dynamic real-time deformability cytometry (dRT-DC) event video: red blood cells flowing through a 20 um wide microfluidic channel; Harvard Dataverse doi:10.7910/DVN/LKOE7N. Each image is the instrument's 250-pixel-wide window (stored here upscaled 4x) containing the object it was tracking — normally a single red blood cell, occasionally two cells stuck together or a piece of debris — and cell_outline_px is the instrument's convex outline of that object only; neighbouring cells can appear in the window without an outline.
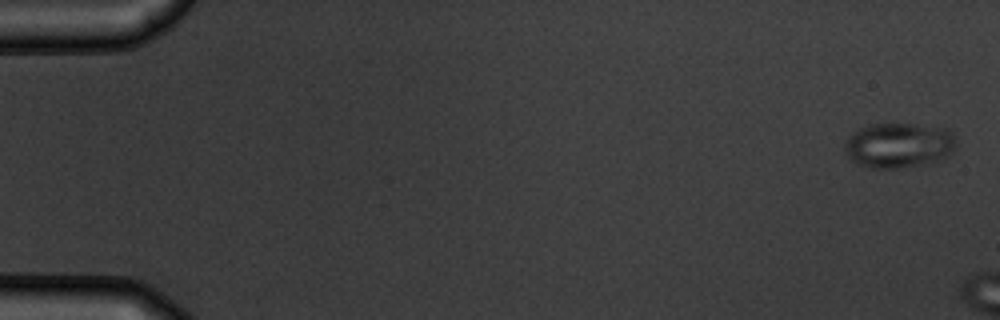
{"species": "common noctule bat (a hibernating species)", "species_latin": "Nyctalus noctula", "temperature_condition": "warm", "stored_images_in_passage": 4, "camera_frame_rate_fps": 3000, "um_per_image_px": 0.085, "animal": {"sex": "male", "body_mass_g": 19.5, "forearm_length_mm": 54.6}, "frame": {"image": 1, "passage_image": 1, "time_ms": 0.0, "image_size_px": [1000, 320], "cell_outline_px": [[956, 148], [948, 156], [940, 160], [900, 168], [868, 168], [856, 164], [844, 152], [844, 140], [848, 136], [860, 128], [868, 124], [912, 124], [948, 128], [956, 136]], "centroid_in_image_um": [76.39, 12.34], "position_along_channel_um": 8.6, "area_um2": 29.71}}